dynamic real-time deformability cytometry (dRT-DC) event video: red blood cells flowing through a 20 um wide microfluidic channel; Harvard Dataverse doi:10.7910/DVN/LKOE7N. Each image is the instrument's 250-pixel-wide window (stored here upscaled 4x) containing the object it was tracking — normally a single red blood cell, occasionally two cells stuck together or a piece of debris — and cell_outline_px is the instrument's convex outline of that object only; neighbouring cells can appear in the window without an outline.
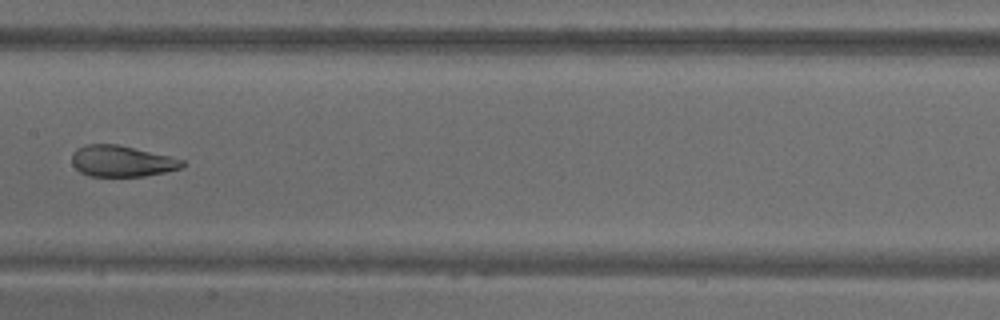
{"species": "common noctule bat (a hibernating species)", "species_latin": "Nyctalus noctula", "temperature_condition": "warm", "stored_images_in_passage": 6, "camera_frame_rate_fps": 3000, "um_per_image_px": 0.085, "animal": {"sex": "male", "body_mass_g": 18.8}, "frame": {"image": 1, "passage_image": 4, "time_ms": 1.0, "image_size_px": [1000, 320], "cell_outline_px": [[188, 164], [180, 168], [164, 172], [144, 176], [88, 176], [80, 172], [72, 164], [72, 152], [76, 148], [84, 144], [116, 144], [168, 156], [184, 160]], "centroid_in_image_um": [10.31, 13.7], "position_along_channel_um": 197.1, "area_um2": 20.0}}
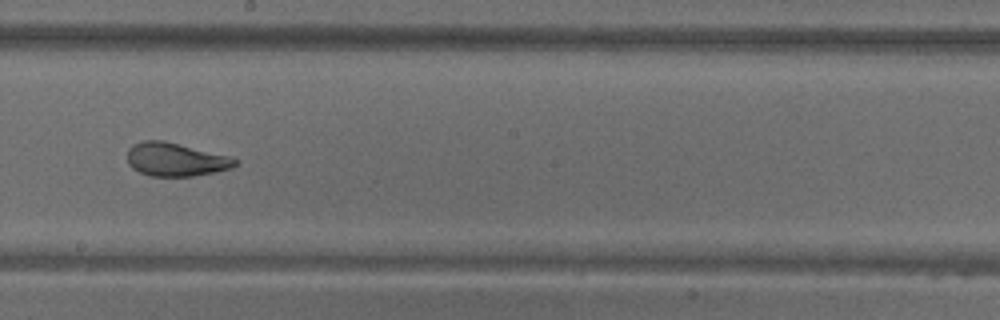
{"frame": {"image": 2, "passage_image": 5, "time_ms": 1.333, "image_size_px": [1000, 320], "cell_outline_px": [[240, 160], [232, 168], [192, 176], [152, 176], [140, 172], [132, 168], [128, 164], [128, 148], [132, 144], [144, 140], [164, 140], [232, 156]], "centroid_in_image_um": [14.94, 13.54], "position_along_channel_um": 233.3, "area_um2": 21.15}}
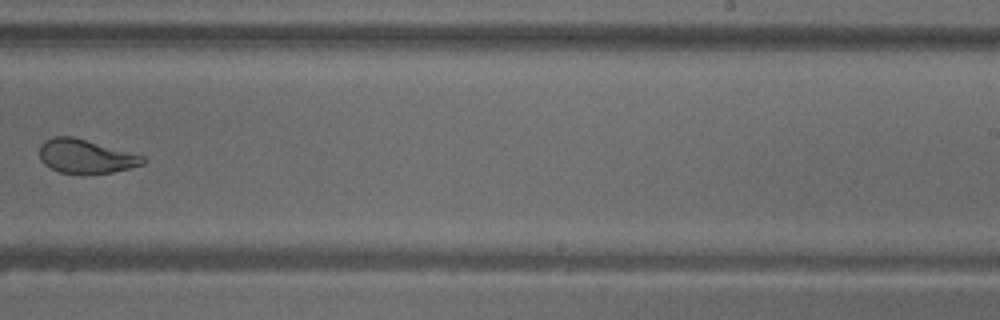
{"frame": {"image": 3, "passage_image": 6, "time_ms": 1.667, "image_size_px": [1000, 320], "cell_outline_px": [[148, 160], [144, 164], [112, 172], [84, 176], [60, 172], [44, 164], [40, 160], [40, 144], [44, 140], [52, 136], [72, 136], [144, 156]], "centroid_in_image_um": [7.27, 13.31], "position_along_channel_um": 281.7, "area_um2": 20.75}}